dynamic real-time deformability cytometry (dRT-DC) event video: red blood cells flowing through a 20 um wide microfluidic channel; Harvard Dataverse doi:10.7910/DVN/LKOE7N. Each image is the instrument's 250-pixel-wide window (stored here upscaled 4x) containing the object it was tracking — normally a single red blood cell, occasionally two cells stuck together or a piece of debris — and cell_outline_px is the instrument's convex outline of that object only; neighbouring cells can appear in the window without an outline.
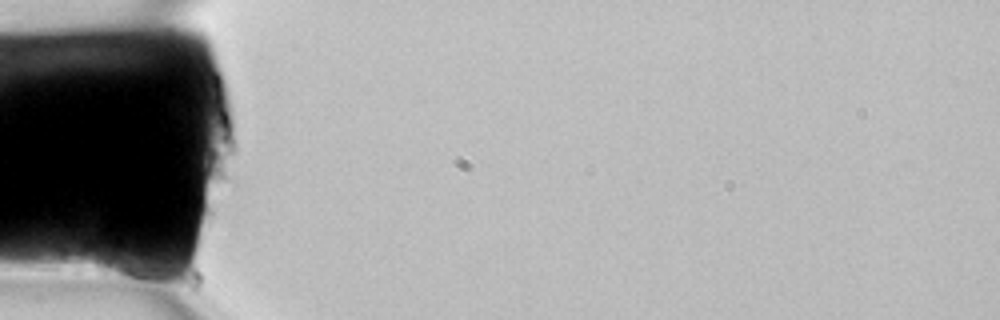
{"species": "common noctule bat (a hibernating species)", "species_latin": "Nyctalus noctula", "temperature_condition": "room temperature", "stored_images_in_passage": 4, "camera_frame_rate_fps": 3000, "um_per_image_px": 0.085, "animal": {"sex": "female", "body_mass_g": 22.7, "forearm_length_mm": 54.2}, "frame": {"image": 1, "passage_image": 1, "time_ms": 0.0, "image_size_px": [1000, 320], "cell_outline_px": [[164, 276], [156, 288], [116, 276], [104, 272], [96, 268], [92, 260], [96, 244], [140, 256]], "centroid_in_image_um": [10.71, 22.62], "position_along_channel_um": 74.3, "area_um2": 11.91}}